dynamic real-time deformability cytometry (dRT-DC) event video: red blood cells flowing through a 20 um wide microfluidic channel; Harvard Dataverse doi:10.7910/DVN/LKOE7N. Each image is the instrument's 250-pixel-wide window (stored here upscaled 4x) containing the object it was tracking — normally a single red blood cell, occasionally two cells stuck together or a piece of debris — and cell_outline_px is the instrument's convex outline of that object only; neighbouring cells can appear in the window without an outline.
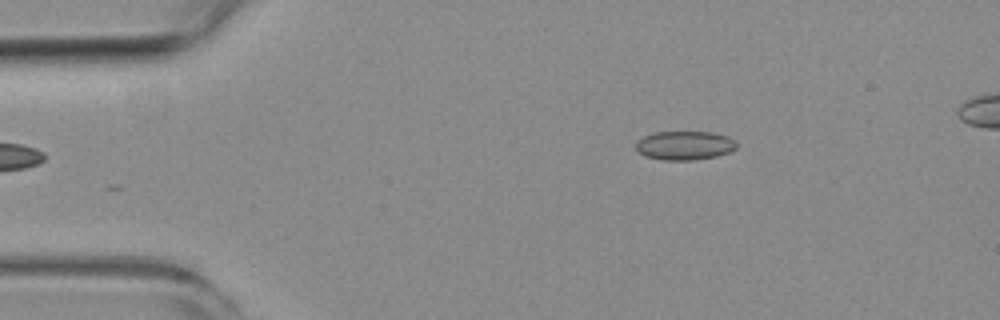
{"species": "common noctule bat (a hibernating species)", "species_latin": "Nyctalus noctula", "temperature_condition": "room temperature", "stored_images_in_passage": 5, "camera_frame_rate_fps": 3000, "um_per_image_px": 0.085, "animal": {"sex": "female", "body_mass_g": 19.3, "forearm_length_mm": 54.1}, "frame": {"image": 1, "passage_image": 5, "time_ms": 4.667, "image_size_px": [1000, 320], "cell_outline_px": [[736, 148], [728, 152], [716, 156], [696, 160], [664, 160], [644, 156], [636, 152], [636, 144], [644, 136], [656, 132], [712, 132], [736, 140]], "centroid_in_image_um": [58.17, 12.37], "position_along_channel_um": 26.8, "area_um2": 16.88}}